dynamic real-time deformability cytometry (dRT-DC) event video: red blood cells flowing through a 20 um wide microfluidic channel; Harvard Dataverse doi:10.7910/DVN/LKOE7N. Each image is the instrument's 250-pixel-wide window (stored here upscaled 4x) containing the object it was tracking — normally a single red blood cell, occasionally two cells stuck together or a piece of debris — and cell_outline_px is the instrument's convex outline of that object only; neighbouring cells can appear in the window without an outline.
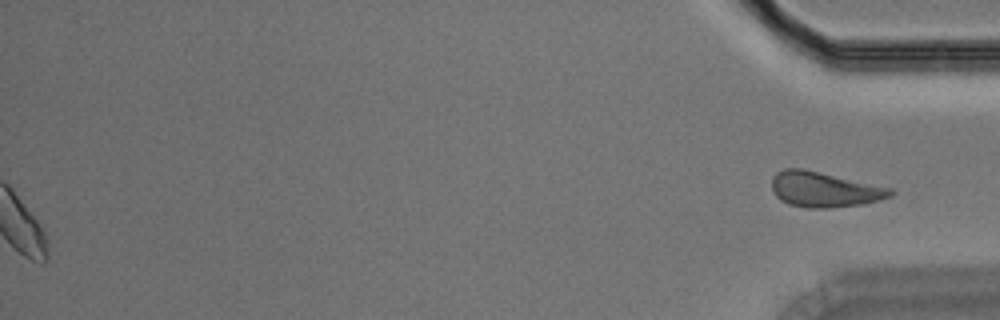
{"species": "Egyptian fruit bat (a non-hibernating species)", "species_latin": "Rousettus aegyptiacus", "temperature_condition": "room temperature", "stored_images_in_passage": 45, "segment_of_instrument_passage": [2, 2], "camera_frame_rate_fps": 3000, "um_per_image_px": 0.085, "animal": {"sex": "male"}, "frame": {"image": 1, "passage_image": 45, "time_ms": 14.667, "image_size_px": [1000, 320], "cell_outline_px": [[896, 192], [892, 196], [880, 200], [864, 204], [832, 208], [808, 208], [788, 204], [780, 200], [772, 192], [772, 176], [776, 172], [784, 168], [800, 168], [892, 188]], "centroid_in_image_um": [70.06, 16.12], "position_along_channel_um": 365.1, "area_um2": 24.51}}